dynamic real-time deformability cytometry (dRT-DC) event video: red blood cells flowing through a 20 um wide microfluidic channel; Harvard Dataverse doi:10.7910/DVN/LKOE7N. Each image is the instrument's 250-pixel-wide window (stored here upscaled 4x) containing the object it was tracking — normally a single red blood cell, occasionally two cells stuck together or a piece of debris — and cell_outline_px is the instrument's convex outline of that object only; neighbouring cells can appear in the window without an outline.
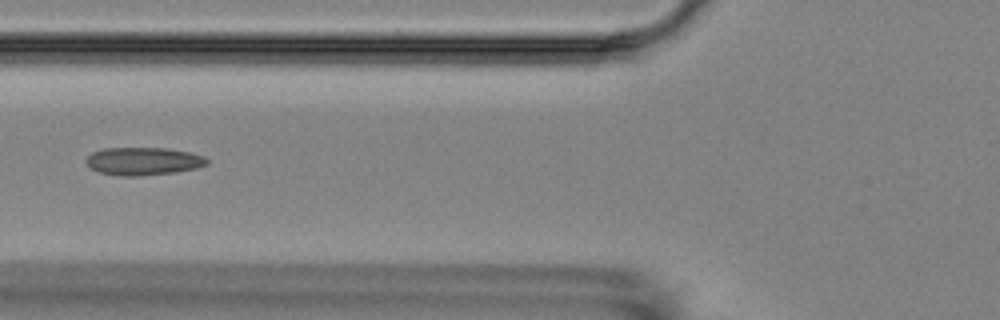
{"species": "Egyptian fruit bat (a non-hibernating species)", "species_latin": "Rousettus aegyptiacus", "temperature_condition": "room temperature", "stored_images_in_passage": 7, "camera_frame_rate_fps": 3000, "um_per_image_px": 0.085, "animal": {"sex": "female"}, "frame": {"image": 1, "passage_image": 6, "time_ms": 7.0, "image_size_px": [1000, 320], "cell_outline_px": [[208, 164], [196, 168], [176, 172], [136, 176], [116, 176], [100, 172], [92, 168], [84, 160], [92, 152], [104, 148], [164, 148], [188, 152], [204, 156], [208, 160]], "centroid_in_image_um": [12.17, 13.7], "position_along_channel_um": 113.6, "area_um2": 19.54}}
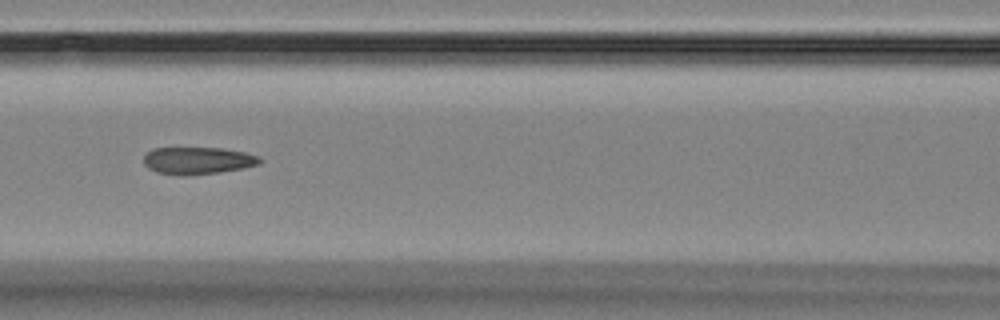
{"frame": {"image": 2, "passage_image": 7, "time_ms": 8.0, "image_size_px": [1000, 320], "cell_outline_px": [[264, 160], [260, 164], [244, 168], [220, 172], [180, 176], [176, 176], [156, 172], [148, 168], [144, 164], [144, 156], [152, 148], [220, 148], [244, 152], [260, 156]], "centroid_in_image_um": [16.82, 13.66], "position_along_channel_um": 149.8, "area_um2": 18.61}}